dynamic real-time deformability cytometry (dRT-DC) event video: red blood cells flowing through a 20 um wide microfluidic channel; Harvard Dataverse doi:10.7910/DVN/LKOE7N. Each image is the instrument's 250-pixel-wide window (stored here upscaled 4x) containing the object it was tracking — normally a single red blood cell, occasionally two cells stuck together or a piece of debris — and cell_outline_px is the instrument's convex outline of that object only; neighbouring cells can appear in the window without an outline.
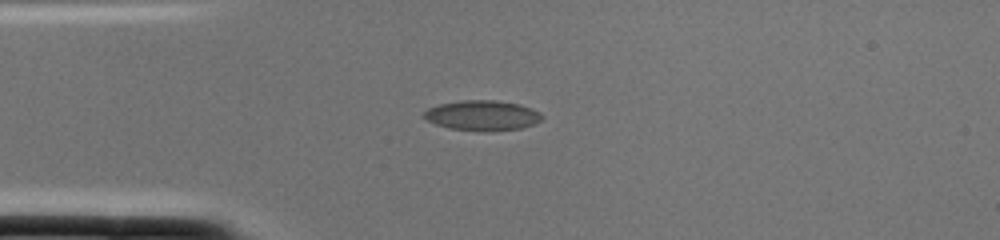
{"species": "common noctule bat (a hibernating species)", "species_latin": "Nyctalus noctula", "temperature_condition": "cold", "stored_images_in_passage": 1, "camera_frame_rate_fps": 3000, "um_per_image_px": 0.085, "animal": {"sex": "female", "body_mass_g": 22.0, "forearm_length_mm": 56.7}, "frame": {"image": 1, "passage_image": 1, "time_ms": 0.0, "image_size_px": [1000, 240], "cell_outline_px": [[544, 116], [540, 120], [532, 124], [520, 128], [448, 128], [436, 124], [428, 120], [424, 116], [424, 112], [428, 108], [440, 104], [460, 100], [492, 100], [520, 104], [532, 108], [540, 112]], "centroid_in_image_um": [41.0, 9.75], "position_along_channel_um": 44.0, "area_um2": 19.65}}